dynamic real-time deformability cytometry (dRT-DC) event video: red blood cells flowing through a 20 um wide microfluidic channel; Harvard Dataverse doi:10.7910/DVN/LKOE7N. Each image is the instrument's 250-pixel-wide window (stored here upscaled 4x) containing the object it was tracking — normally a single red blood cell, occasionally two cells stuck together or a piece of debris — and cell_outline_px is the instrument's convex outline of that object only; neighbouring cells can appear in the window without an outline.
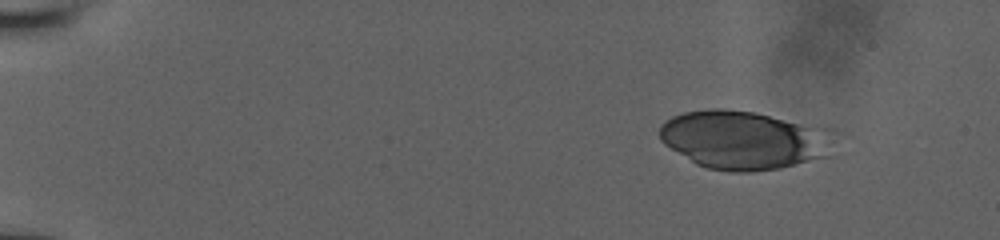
{"species": "human", "species_latin": "Homo sapiens", "temperature_condition": "room temperature", "stored_images_in_passage": 11, "camera_frame_rate_fps": 3000, "um_per_image_px": 0.085, "donor": {"sex": "male"}, "frame": {"image": 1, "passage_image": 1, "time_ms": 0.0, "image_size_px": [1000, 240], "cell_outline_px": [[832, 156], [780, 168], [748, 172], [732, 172], [708, 168], [696, 164], [664, 144], [660, 140], [660, 124], [672, 116], [684, 112], [708, 108], [720, 108], [756, 112], [812, 128]], "centroid_in_image_um": [62.94, 11.92], "position_along_channel_um": 22.1, "area_um2": 57.22}}
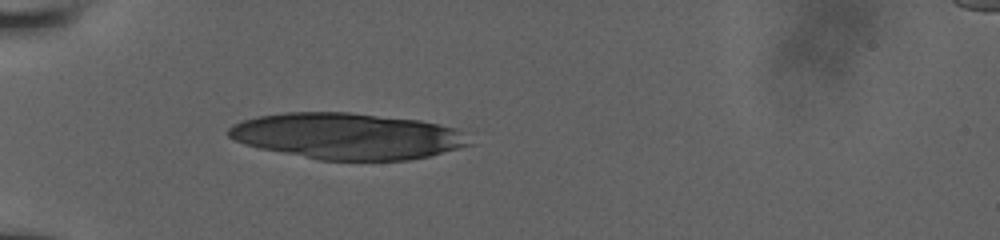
{"frame": {"image": 2, "passage_image": 8, "time_ms": 3.667, "image_size_px": [1000, 240], "cell_outline_px": [[472, 144], [428, 156], [408, 160], [320, 160], [260, 148], [244, 144], [228, 136], [228, 128], [232, 124], [240, 120], [260, 116], [284, 112], [348, 112], [420, 120], [440, 124], [456, 128]], "centroid_in_image_um": [29.48, 11.56], "position_along_channel_um": 55.5, "area_um2": 64.5}}